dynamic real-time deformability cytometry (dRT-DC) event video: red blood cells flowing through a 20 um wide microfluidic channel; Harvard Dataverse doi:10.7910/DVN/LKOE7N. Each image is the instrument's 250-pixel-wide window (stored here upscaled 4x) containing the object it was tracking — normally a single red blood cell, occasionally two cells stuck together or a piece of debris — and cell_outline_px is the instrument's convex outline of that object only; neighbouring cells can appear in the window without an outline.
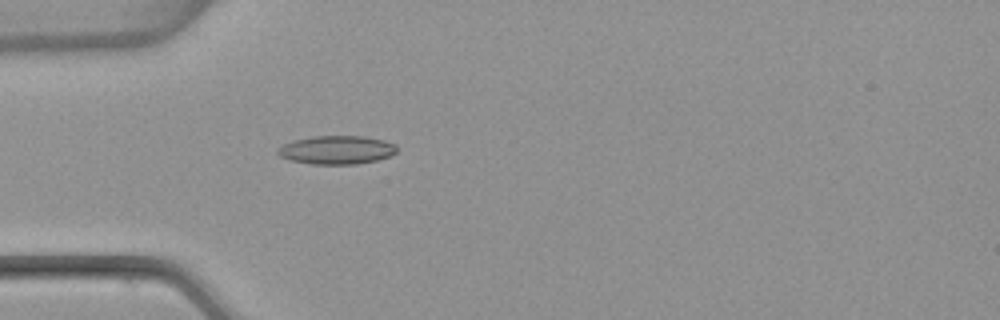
{"species": "common noctule bat (a hibernating species)", "species_latin": "Nyctalus noctula", "temperature_condition": "warm", "stored_images_in_passage": 4, "camera_frame_rate_fps": 3000, "um_per_image_px": 0.085, "animal": {"sex": "female", "body_mass_g": 22.7, "forearm_length_mm": 54.2}, "frame": {"image": 1, "passage_image": 4, "time_ms": 1.0, "image_size_px": [1000, 320], "cell_outline_px": [[396, 152], [388, 156], [376, 160], [356, 164], [312, 164], [292, 160], [280, 156], [276, 152], [276, 148], [292, 140], [312, 136], [364, 136], [384, 140], [396, 144]], "centroid_in_image_um": [28.59, 12.73], "position_along_channel_um": 56.4, "area_um2": 19.77}}